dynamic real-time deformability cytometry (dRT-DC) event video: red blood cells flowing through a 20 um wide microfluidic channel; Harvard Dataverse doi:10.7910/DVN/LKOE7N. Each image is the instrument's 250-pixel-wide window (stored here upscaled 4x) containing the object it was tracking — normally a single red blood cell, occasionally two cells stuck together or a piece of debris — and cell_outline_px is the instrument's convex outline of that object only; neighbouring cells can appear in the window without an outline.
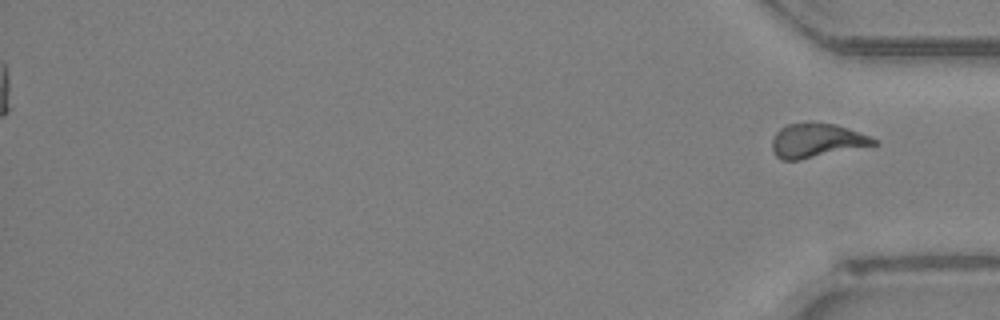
{"species": "Egyptian fruit bat (a non-hibernating species)", "species_latin": "Rousettus aegyptiacus", "temperature_condition": "room temperature", "stored_images_in_passage": 38, "segment_of_instrument_passage": [2, 2], "camera_frame_rate_fps": 3000, "um_per_image_px": 0.085, "animal": {"sex": "female"}, "frame": {"image": 1, "passage_image": 38, "time_ms": 12.333, "image_size_px": [1000, 320], "cell_outline_px": [[880, 144], [800, 160], [780, 160], [776, 156], [772, 148], [772, 136], [780, 128], [788, 124], [832, 124], [848, 128], [880, 140]], "centroid_in_image_um": [69.44, 11.98], "position_along_channel_um": 365.8, "area_um2": 20.06}}